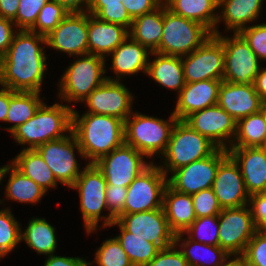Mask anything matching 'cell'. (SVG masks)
<instances>
[{
  "mask_svg": "<svg viewBox=\"0 0 266 266\" xmlns=\"http://www.w3.org/2000/svg\"><path fill=\"white\" fill-rule=\"evenodd\" d=\"M46 37L17 30L7 52L0 58V85L12 91L41 92L47 70Z\"/></svg>",
  "mask_w": 266,
  "mask_h": 266,
  "instance_id": "obj_1",
  "label": "cell"
},
{
  "mask_svg": "<svg viewBox=\"0 0 266 266\" xmlns=\"http://www.w3.org/2000/svg\"><path fill=\"white\" fill-rule=\"evenodd\" d=\"M125 122L117 117L75 110L72 115V132L88 163H95L104 155L125 142Z\"/></svg>",
  "mask_w": 266,
  "mask_h": 266,
  "instance_id": "obj_2",
  "label": "cell"
},
{
  "mask_svg": "<svg viewBox=\"0 0 266 266\" xmlns=\"http://www.w3.org/2000/svg\"><path fill=\"white\" fill-rule=\"evenodd\" d=\"M72 108L59 102L51 106L43 102L32 118L10 134L19 145H27L23 149L28 150L36 149L48 141L61 139L72 132Z\"/></svg>",
  "mask_w": 266,
  "mask_h": 266,
  "instance_id": "obj_3",
  "label": "cell"
},
{
  "mask_svg": "<svg viewBox=\"0 0 266 266\" xmlns=\"http://www.w3.org/2000/svg\"><path fill=\"white\" fill-rule=\"evenodd\" d=\"M177 117L171 113L169 120L132 112L125 120V143L143 153L146 158L162 155L170 140Z\"/></svg>",
  "mask_w": 266,
  "mask_h": 266,
  "instance_id": "obj_4",
  "label": "cell"
},
{
  "mask_svg": "<svg viewBox=\"0 0 266 266\" xmlns=\"http://www.w3.org/2000/svg\"><path fill=\"white\" fill-rule=\"evenodd\" d=\"M218 147L207 137L193 130L183 120L174 124L165 152L160 156L164 165L160 169L168 177L169 172L194 161L210 156Z\"/></svg>",
  "mask_w": 266,
  "mask_h": 266,
  "instance_id": "obj_5",
  "label": "cell"
},
{
  "mask_svg": "<svg viewBox=\"0 0 266 266\" xmlns=\"http://www.w3.org/2000/svg\"><path fill=\"white\" fill-rule=\"evenodd\" d=\"M79 57V58H78ZM66 68L59 81L58 96L64 102H82L94 89L99 87L107 78L106 59L86 54L76 56Z\"/></svg>",
  "mask_w": 266,
  "mask_h": 266,
  "instance_id": "obj_6",
  "label": "cell"
},
{
  "mask_svg": "<svg viewBox=\"0 0 266 266\" xmlns=\"http://www.w3.org/2000/svg\"><path fill=\"white\" fill-rule=\"evenodd\" d=\"M106 187V180L94 163L86 164L71 187L79 191L80 211L88 234L97 230L100 219L104 220L102 228L109 227L115 221L109 214L101 215L103 209H107Z\"/></svg>",
  "mask_w": 266,
  "mask_h": 266,
  "instance_id": "obj_7",
  "label": "cell"
},
{
  "mask_svg": "<svg viewBox=\"0 0 266 266\" xmlns=\"http://www.w3.org/2000/svg\"><path fill=\"white\" fill-rule=\"evenodd\" d=\"M211 35L205 26L175 14L163 3V32L155 52L183 57L200 47Z\"/></svg>",
  "mask_w": 266,
  "mask_h": 266,
  "instance_id": "obj_8",
  "label": "cell"
},
{
  "mask_svg": "<svg viewBox=\"0 0 266 266\" xmlns=\"http://www.w3.org/2000/svg\"><path fill=\"white\" fill-rule=\"evenodd\" d=\"M159 165L151 164L127 187L123 214L155 210L163 207L168 179Z\"/></svg>",
  "mask_w": 266,
  "mask_h": 266,
  "instance_id": "obj_9",
  "label": "cell"
},
{
  "mask_svg": "<svg viewBox=\"0 0 266 266\" xmlns=\"http://www.w3.org/2000/svg\"><path fill=\"white\" fill-rule=\"evenodd\" d=\"M224 47L223 81L251 85L260 69V61L239 33L232 37L216 35Z\"/></svg>",
  "mask_w": 266,
  "mask_h": 266,
  "instance_id": "obj_10",
  "label": "cell"
},
{
  "mask_svg": "<svg viewBox=\"0 0 266 266\" xmlns=\"http://www.w3.org/2000/svg\"><path fill=\"white\" fill-rule=\"evenodd\" d=\"M218 222L219 246L232 258H239L258 230L249 205L222 209Z\"/></svg>",
  "mask_w": 266,
  "mask_h": 266,
  "instance_id": "obj_11",
  "label": "cell"
},
{
  "mask_svg": "<svg viewBox=\"0 0 266 266\" xmlns=\"http://www.w3.org/2000/svg\"><path fill=\"white\" fill-rule=\"evenodd\" d=\"M75 149L80 154L79 156L84 158L76 137L73 132H70L61 139L41 144L35 150L47 163L58 183L71 188L83 171L79 169Z\"/></svg>",
  "mask_w": 266,
  "mask_h": 266,
  "instance_id": "obj_12",
  "label": "cell"
},
{
  "mask_svg": "<svg viewBox=\"0 0 266 266\" xmlns=\"http://www.w3.org/2000/svg\"><path fill=\"white\" fill-rule=\"evenodd\" d=\"M143 153L125 142L94 164L102 172L107 185L128 187L151 162H146Z\"/></svg>",
  "mask_w": 266,
  "mask_h": 266,
  "instance_id": "obj_13",
  "label": "cell"
},
{
  "mask_svg": "<svg viewBox=\"0 0 266 266\" xmlns=\"http://www.w3.org/2000/svg\"><path fill=\"white\" fill-rule=\"evenodd\" d=\"M228 155L227 149L217 148L210 156L174 170L168 179V185L175 191L188 195L212 188L219 164Z\"/></svg>",
  "mask_w": 266,
  "mask_h": 266,
  "instance_id": "obj_14",
  "label": "cell"
},
{
  "mask_svg": "<svg viewBox=\"0 0 266 266\" xmlns=\"http://www.w3.org/2000/svg\"><path fill=\"white\" fill-rule=\"evenodd\" d=\"M185 83L222 80L224 73V47L211 35L200 47L182 57Z\"/></svg>",
  "mask_w": 266,
  "mask_h": 266,
  "instance_id": "obj_15",
  "label": "cell"
},
{
  "mask_svg": "<svg viewBox=\"0 0 266 266\" xmlns=\"http://www.w3.org/2000/svg\"><path fill=\"white\" fill-rule=\"evenodd\" d=\"M183 121L218 148L228 150L236 135L237 121L218 104L195 111Z\"/></svg>",
  "mask_w": 266,
  "mask_h": 266,
  "instance_id": "obj_16",
  "label": "cell"
},
{
  "mask_svg": "<svg viewBox=\"0 0 266 266\" xmlns=\"http://www.w3.org/2000/svg\"><path fill=\"white\" fill-rule=\"evenodd\" d=\"M116 221L126 231L156 244L160 249L175 243V233L169 227L163 207L150 211L123 214Z\"/></svg>",
  "mask_w": 266,
  "mask_h": 266,
  "instance_id": "obj_17",
  "label": "cell"
},
{
  "mask_svg": "<svg viewBox=\"0 0 266 266\" xmlns=\"http://www.w3.org/2000/svg\"><path fill=\"white\" fill-rule=\"evenodd\" d=\"M133 98L122 82L106 79L82 103L87 105L88 113L114 116L125 122L133 112Z\"/></svg>",
  "mask_w": 266,
  "mask_h": 266,
  "instance_id": "obj_18",
  "label": "cell"
},
{
  "mask_svg": "<svg viewBox=\"0 0 266 266\" xmlns=\"http://www.w3.org/2000/svg\"><path fill=\"white\" fill-rule=\"evenodd\" d=\"M46 45L70 57L88 54V12L69 13L46 36Z\"/></svg>",
  "mask_w": 266,
  "mask_h": 266,
  "instance_id": "obj_19",
  "label": "cell"
},
{
  "mask_svg": "<svg viewBox=\"0 0 266 266\" xmlns=\"http://www.w3.org/2000/svg\"><path fill=\"white\" fill-rule=\"evenodd\" d=\"M212 189L222 209L249 204L250 195L240 168L230 155L219 164Z\"/></svg>",
  "mask_w": 266,
  "mask_h": 266,
  "instance_id": "obj_20",
  "label": "cell"
},
{
  "mask_svg": "<svg viewBox=\"0 0 266 266\" xmlns=\"http://www.w3.org/2000/svg\"><path fill=\"white\" fill-rule=\"evenodd\" d=\"M217 104L238 121L248 115L260 112L265 103L261 100L253 84L244 85L222 81Z\"/></svg>",
  "mask_w": 266,
  "mask_h": 266,
  "instance_id": "obj_21",
  "label": "cell"
},
{
  "mask_svg": "<svg viewBox=\"0 0 266 266\" xmlns=\"http://www.w3.org/2000/svg\"><path fill=\"white\" fill-rule=\"evenodd\" d=\"M249 195L266 193V157L261 147H230Z\"/></svg>",
  "mask_w": 266,
  "mask_h": 266,
  "instance_id": "obj_22",
  "label": "cell"
},
{
  "mask_svg": "<svg viewBox=\"0 0 266 266\" xmlns=\"http://www.w3.org/2000/svg\"><path fill=\"white\" fill-rule=\"evenodd\" d=\"M222 80H204L185 83L178 94L173 114L184 120L191 113L217 104Z\"/></svg>",
  "mask_w": 266,
  "mask_h": 266,
  "instance_id": "obj_23",
  "label": "cell"
},
{
  "mask_svg": "<svg viewBox=\"0 0 266 266\" xmlns=\"http://www.w3.org/2000/svg\"><path fill=\"white\" fill-rule=\"evenodd\" d=\"M151 52L139 42L128 36L109 56H112L111 71L116 78L106 76L108 80L121 81L122 77L137 75L142 71L147 73L149 55Z\"/></svg>",
  "mask_w": 266,
  "mask_h": 266,
  "instance_id": "obj_24",
  "label": "cell"
},
{
  "mask_svg": "<svg viewBox=\"0 0 266 266\" xmlns=\"http://www.w3.org/2000/svg\"><path fill=\"white\" fill-rule=\"evenodd\" d=\"M128 36L129 30L122 25L101 21L88 13V54L106 59Z\"/></svg>",
  "mask_w": 266,
  "mask_h": 266,
  "instance_id": "obj_25",
  "label": "cell"
},
{
  "mask_svg": "<svg viewBox=\"0 0 266 266\" xmlns=\"http://www.w3.org/2000/svg\"><path fill=\"white\" fill-rule=\"evenodd\" d=\"M263 0H219L218 19L216 22V29L213 32V36L219 35L217 26L219 22L223 21L226 26V31H233V33H239L244 29L248 23L257 20Z\"/></svg>",
  "mask_w": 266,
  "mask_h": 266,
  "instance_id": "obj_26",
  "label": "cell"
},
{
  "mask_svg": "<svg viewBox=\"0 0 266 266\" xmlns=\"http://www.w3.org/2000/svg\"><path fill=\"white\" fill-rule=\"evenodd\" d=\"M155 56L153 61L148 62L147 75L157 84L177 90V94L185 86L182 57L165 55L157 52H151Z\"/></svg>",
  "mask_w": 266,
  "mask_h": 266,
  "instance_id": "obj_27",
  "label": "cell"
},
{
  "mask_svg": "<svg viewBox=\"0 0 266 266\" xmlns=\"http://www.w3.org/2000/svg\"><path fill=\"white\" fill-rule=\"evenodd\" d=\"M163 210L175 234L184 232L196 219L191 195L177 192L169 185L163 195Z\"/></svg>",
  "mask_w": 266,
  "mask_h": 266,
  "instance_id": "obj_28",
  "label": "cell"
},
{
  "mask_svg": "<svg viewBox=\"0 0 266 266\" xmlns=\"http://www.w3.org/2000/svg\"><path fill=\"white\" fill-rule=\"evenodd\" d=\"M183 236V232L175 234V244L179 245L188 266H224L228 260H231L232 256L220 246L195 242L188 237L183 239Z\"/></svg>",
  "mask_w": 266,
  "mask_h": 266,
  "instance_id": "obj_29",
  "label": "cell"
},
{
  "mask_svg": "<svg viewBox=\"0 0 266 266\" xmlns=\"http://www.w3.org/2000/svg\"><path fill=\"white\" fill-rule=\"evenodd\" d=\"M163 3L175 14L202 24L212 34L216 29L219 0H163Z\"/></svg>",
  "mask_w": 266,
  "mask_h": 266,
  "instance_id": "obj_30",
  "label": "cell"
},
{
  "mask_svg": "<svg viewBox=\"0 0 266 266\" xmlns=\"http://www.w3.org/2000/svg\"><path fill=\"white\" fill-rule=\"evenodd\" d=\"M162 32L163 4L153 12L133 19L129 36L150 52H155L159 48Z\"/></svg>",
  "mask_w": 266,
  "mask_h": 266,
  "instance_id": "obj_31",
  "label": "cell"
},
{
  "mask_svg": "<svg viewBox=\"0 0 266 266\" xmlns=\"http://www.w3.org/2000/svg\"><path fill=\"white\" fill-rule=\"evenodd\" d=\"M12 165L23 175L32 179L46 192L48 189L56 188L58 181L47 163L35 150L22 149V151L12 159Z\"/></svg>",
  "mask_w": 266,
  "mask_h": 266,
  "instance_id": "obj_32",
  "label": "cell"
},
{
  "mask_svg": "<svg viewBox=\"0 0 266 266\" xmlns=\"http://www.w3.org/2000/svg\"><path fill=\"white\" fill-rule=\"evenodd\" d=\"M6 174H10L6 188H4L8 200L36 204L45 196L46 191L32 179L23 175L11 162L6 165L3 178Z\"/></svg>",
  "mask_w": 266,
  "mask_h": 266,
  "instance_id": "obj_33",
  "label": "cell"
},
{
  "mask_svg": "<svg viewBox=\"0 0 266 266\" xmlns=\"http://www.w3.org/2000/svg\"><path fill=\"white\" fill-rule=\"evenodd\" d=\"M28 222L25 231L21 230V241H25L38 254H54L57 248L55 228L45 218L33 217Z\"/></svg>",
  "mask_w": 266,
  "mask_h": 266,
  "instance_id": "obj_34",
  "label": "cell"
},
{
  "mask_svg": "<svg viewBox=\"0 0 266 266\" xmlns=\"http://www.w3.org/2000/svg\"><path fill=\"white\" fill-rule=\"evenodd\" d=\"M43 101L40 92L12 91L10 89V101L6 123H14L11 127H6L11 133L19 125H22L32 118Z\"/></svg>",
  "mask_w": 266,
  "mask_h": 266,
  "instance_id": "obj_35",
  "label": "cell"
},
{
  "mask_svg": "<svg viewBox=\"0 0 266 266\" xmlns=\"http://www.w3.org/2000/svg\"><path fill=\"white\" fill-rule=\"evenodd\" d=\"M115 225L120 229V234L116 236V239L133 266H146L159 252L160 248L156 244L126 231L116 220L109 227Z\"/></svg>",
  "mask_w": 266,
  "mask_h": 266,
  "instance_id": "obj_36",
  "label": "cell"
},
{
  "mask_svg": "<svg viewBox=\"0 0 266 266\" xmlns=\"http://www.w3.org/2000/svg\"><path fill=\"white\" fill-rule=\"evenodd\" d=\"M264 105L258 113L241 118L231 147H261L265 144Z\"/></svg>",
  "mask_w": 266,
  "mask_h": 266,
  "instance_id": "obj_37",
  "label": "cell"
},
{
  "mask_svg": "<svg viewBox=\"0 0 266 266\" xmlns=\"http://www.w3.org/2000/svg\"><path fill=\"white\" fill-rule=\"evenodd\" d=\"M88 13L99 20L122 25L130 30L132 18L121 0H91Z\"/></svg>",
  "mask_w": 266,
  "mask_h": 266,
  "instance_id": "obj_38",
  "label": "cell"
},
{
  "mask_svg": "<svg viewBox=\"0 0 266 266\" xmlns=\"http://www.w3.org/2000/svg\"><path fill=\"white\" fill-rule=\"evenodd\" d=\"M20 242V223L8 207L0 210V258L12 252Z\"/></svg>",
  "mask_w": 266,
  "mask_h": 266,
  "instance_id": "obj_39",
  "label": "cell"
},
{
  "mask_svg": "<svg viewBox=\"0 0 266 266\" xmlns=\"http://www.w3.org/2000/svg\"><path fill=\"white\" fill-rule=\"evenodd\" d=\"M218 229V215L204 216L196 218L183 233L195 242L219 246Z\"/></svg>",
  "mask_w": 266,
  "mask_h": 266,
  "instance_id": "obj_40",
  "label": "cell"
},
{
  "mask_svg": "<svg viewBox=\"0 0 266 266\" xmlns=\"http://www.w3.org/2000/svg\"><path fill=\"white\" fill-rule=\"evenodd\" d=\"M87 266H133L119 241L114 238L106 239L95 252L94 262H87Z\"/></svg>",
  "mask_w": 266,
  "mask_h": 266,
  "instance_id": "obj_41",
  "label": "cell"
},
{
  "mask_svg": "<svg viewBox=\"0 0 266 266\" xmlns=\"http://www.w3.org/2000/svg\"><path fill=\"white\" fill-rule=\"evenodd\" d=\"M69 12L55 0H49L40 10L30 31L42 36L49 35Z\"/></svg>",
  "mask_w": 266,
  "mask_h": 266,
  "instance_id": "obj_42",
  "label": "cell"
},
{
  "mask_svg": "<svg viewBox=\"0 0 266 266\" xmlns=\"http://www.w3.org/2000/svg\"><path fill=\"white\" fill-rule=\"evenodd\" d=\"M244 266H266V229H258L239 257Z\"/></svg>",
  "mask_w": 266,
  "mask_h": 266,
  "instance_id": "obj_43",
  "label": "cell"
},
{
  "mask_svg": "<svg viewBox=\"0 0 266 266\" xmlns=\"http://www.w3.org/2000/svg\"><path fill=\"white\" fill-rule=\"evenodd\" d=\"M49 0H20L16 18L13 20L17 30H30L42 7Z\"/></svg>",
  "mask_w": 266,
  "mask_h": 266,
  "instance_id": "obj_44",
  "label": "cell"
},
{
  "mask_svg": "<svg viewBox=\"0 0 266 266\" xmlns=\"http://www.w3.org/2000/svg\"><path fill=\"white\" fill-rule=\"evenodd\" d=\"M239 34L249 44L259 61L266 60V22L247 25Z\"/></svg>",
  "mask_w": 266,
  "mask_h": 266,
  "instance_id": "obj_45",
  "label": "cell"
},
{
  "mask_svg": "<svg viewBox=\"0 0 266 266\" xmlns=\"http://www.w3.org/2000/svg\"><path fill=\"white\" fill-rule=\"evenodd\" d=\"M196 218L218 215L222 208L212 188L191 195Z\"/></svg>",
  "mask_w": 266,
  "mask_h": 266,
  "instance_id": "obj_46",
  "label": "cell"
},
{
  "mask_svg": "<svg viewBox=\"0 0 266 266\" xmlns=\"http://www.w3.org/2000/svg\"><path fill=\"white\" fill-rule=\"evenodd\" d=\"M127 187L107 185L105 199L107 211L115 220L123 215V209L126 201Z\"/></svg>",
  "mask_w": 266,
  "mask_h": 266,
  "instance_id": "obj_47",
  "label": "cell"
},
{
  "mask_svg": "<svg viewBox=\"0 0 266 266\" xmlns=\"http://www.w3.org/2000/svg\"><path fill=\"white\" fill-rule=\"evenodd\" d=\"M177 245L162 248L146 266H188L183 253L177 249Z\"/></svg>",
  "mask_w": 266,
  "mask_h": 266,
  "instance_id": "obj_48",
  "label": "cell"
},
{
  "mask_svg": "<svg viewBox=\"0 0 266 266\" xmlns=\"http://www.w3.org/2000/svg\"><path fill=\"white\" fill-rule=\"evenodd\" d=\"M127 13L133 19L153 12L163 4V0H121Z\"/></svg>",
  "mask_w": 266,
  "mask_h": 266,
  "instance_id": "obj_49",
  "label": "cell"
},
{
  "mask_svg": "<svg viewBox=\"0 0 266 266\" xmlns=\"http://www.w3.org/2000/svg\"><path fill=\"white\" fill-rule=\"evenodd\" d=\"M249 207L258 229H266V193L250 195Z\"/></svg>",
  "mask_w": 266,
  "mask_h": 266,
  "instance_id": "obj_50",
  "label": "cell"
},
{
  "mask_svg": "<svg viewBox=\"0 0 266 266\" xmlns=\"http://www.w3.org/2000/svg\"><path fill=\"white\" fill-rule=\"evenodd\" d=\"M14 26L15 23L12 20L0 17V58L7 52L12 43L15 35Z\"/></svg>",
  "mask_w": 266,
  "mask_h": 266,
  "instance_id": "obj_51",
  "label": "cell"
},
{
  "mask_svg": "<svg viewBox=\"0 0 266 266\" xmlns=\"http://www.w3.org/2000/svg\"><path fill=\"white\" fill-rule=\"evenodd\" d=\"M47 260L43 266H87V261L81 257H64L51 254L46 257Z\"/></svg>",
  "mask_w": 266,
  "mask_h": 266,
  "instance_id": "obj_52",
  "label": "cell"
},
{
  "mask_svg": "<svg viewBox=\"0 0 266 266\" xmlns=\"http://www.w3.org/2000/svg\"><path fill=\"white\" fill-rule=\"evenodd\" d=\"M69 13L88 12L91 0H55ZM84 6V7H83ZM85 8V9H84Z\"/></svg>",
  "mask_w": 266,
  "mask_h": 266,
  "instance_id": "obj_53",
  "label": "cell"
},
{
  "mask_svg": "<svg viewBox=\"0 0 266 266\" xmlns=\"http://www.w3.org/2000/svg\"><path fill=\"white\" fill-rule=\"evenodd\" d=\"M20 0H0V17L14 20Z\"/></svg>",
  "mask_w": 266,
  "mask_h": 266,
  "instance_id": "obj_54",
  "label": "cell"
},
{
  "mask_svg": "<svg viewBox=\"0 0 266 266\" xmlns=\"http://www.w3.org/2000/svg\"><path fill=\"white\" fill-rule=\"evenodd\" d=\"M253 85L261 100L266 104V68L260 67Z\"/></svg>",
  "mask_w": 266,
  "mask_h": 266,
  "instance_id": "obj_55",
  "label": "cell"
},
{
  "mask_svg": "<svg viewBox=\"0 0 266 266\" xmlns=\"http://www.w3.org/2000/svg\"><path fill=\"white\" fill-rule=\"evenodd\" d=\"M10 101V89L2 86L0 89V121L5 122Z\"/></svg>",
  "mask_w": 266,
  "mask_h": 266,
  "instance_id": "obj_56",
  "label": "cell"
},
{
  "mask_svg": "<svg viewBox=\"0 0 266 266\" xmlns=\"http://www.w3.org/2000/svg\"><path fill=\"white\" fill-rule=\"evenodd\" d=\"M224 266H244L240 258H232Z\"/></svg>",
  "mask_w": 266,
  "mask_h": 266,
  "instance_id": "obj_57",
  "label": "cell"
},
{
  "mask_svg": "<svg viewBox=\"0 0 266 266\" xmlns=\"http://www.w3.org/2000/svg\"><path fill=\"white\" fill-rule=\"evenodd\" d=\"M5 167H6V165L0 167V184H1V181H2V179H3V174H4V171H5ZM3 201H4V200L1 199V200H0V204L4 203Z\"/></svg>",
  "mask_w": 266,
  "mask_h": 266,
  "instance_id": "obj_58",
  "label": "cell"
},
{
  "mask_svg": "<svg viewBox=\"0 0 266 266\" xmlns=\"http://www.w3.org/2000/svg\"><path fill=\"white\" fill-rule=\"evenodd\" d=\"M265 143H266V104H264Z\"/></svg>",
  "mask_w": 266,
  "mask_h": 266,
  "instance_id": "obj_59",
  "label": "cell"
},
{
  "mask_svg": "<svg viewBox=\"0 0 266 266\" xmlns=\"http://www.w3.org/2000/svg\"><path fill=\"white\" fill-rule=\"evenodd\" d=\"M261 148H262V150H263V152L265 154V157H266V143L263 146H261Z\"/></svg>",
  "mask_w": 266,
  "mask_h": 266,
  "instance_id": "obj_60",
  "label": "cell"
}]
</instances>
